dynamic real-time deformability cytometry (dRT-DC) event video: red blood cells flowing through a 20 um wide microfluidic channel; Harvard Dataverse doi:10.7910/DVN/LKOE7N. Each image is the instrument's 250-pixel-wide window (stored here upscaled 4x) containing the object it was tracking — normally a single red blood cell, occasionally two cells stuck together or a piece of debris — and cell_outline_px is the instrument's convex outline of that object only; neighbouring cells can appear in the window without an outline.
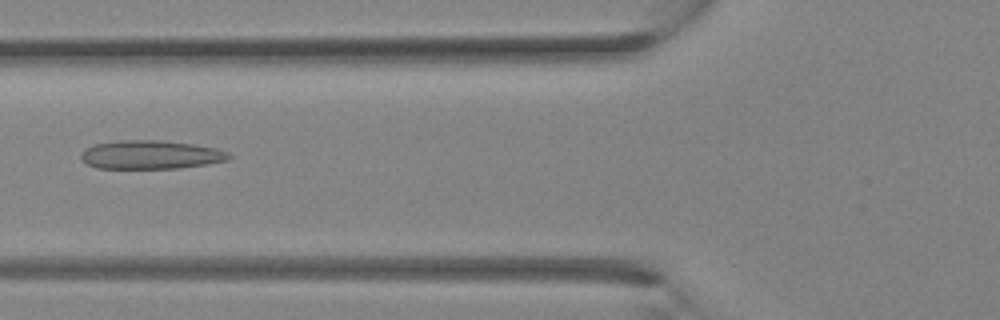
{"species": "Egyptian fruit bat (a non-hibernating species)", "species_latin": "Rousettus aegyptiacus", "temperature_condition": "room temperature", "stored_images_in_passage": 33, "camera_frame_rate_fps": 3000, "um_per_image_px": 0.085, "animal": {"sex": "female"}, "frame": {"image": 1, "passage_image": 13, "time_ms": 4.0, "image_size_px": [1000, 320], "cell_outline_px": [[232, 156], [228, 160], [208, 164], [180, 168], [96, 168], [88, 164], [80, 156], [80, 152], [84, 148], [96, 144], [120, 140], [164, 140], [192, 144], [216, 148], [228, 152]], "centroid_in_image_um": [12.82, 13.15], "position_along_channel_um": 113.0, "area_um2": 24.74}}
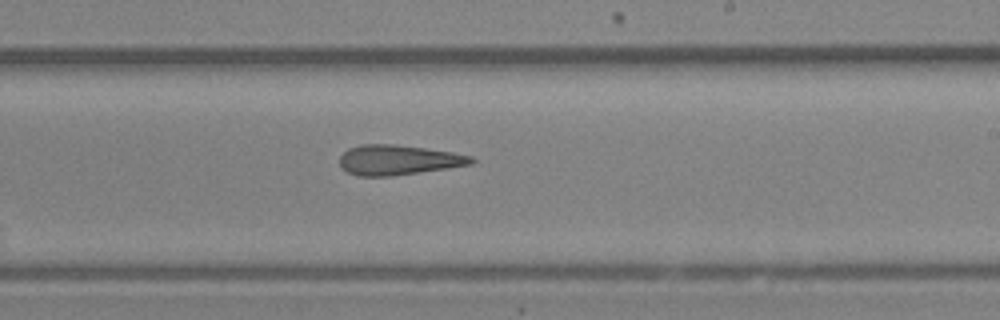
{"frame": {"image": 2, "passage_image": 20, "time_ms": 6.333, "image_size_px": [1000, 320], "cell_outline_px": [[476, 160], [472, 164], [448, 168], [392, 176], [360, 176], [348, 172], [340, 168], [340, 156], [348, 148], [360, 144], [392, 144], [424, 148], [452, 152], [472, 156]], "centroid_in_image_um": [33.84, 13.59], "position_along_channel_um": 255.2, "area_um2": 23.0}}
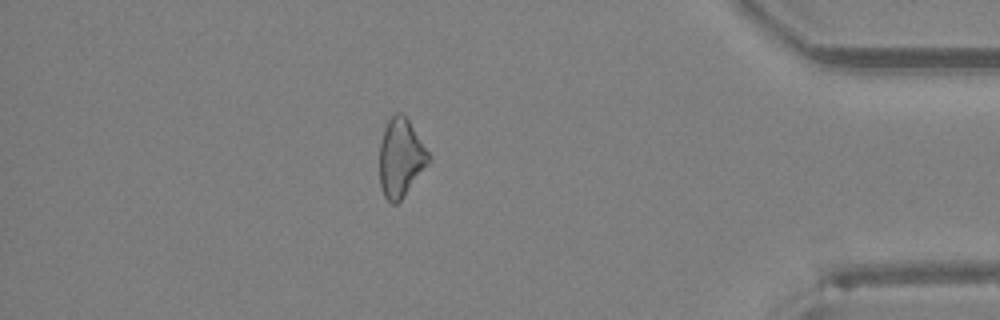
{"frame": {"image": 3, "passage_image": 29, "time_ms": 9.333, "image_size_px": [1000, 320], "cell_outline_px": [[428, 160], [404, 196], [396, 204], [392, 204], [384, 196], [380, 188], [380, 144], [384, 128], [388, 120], [396, 112], [400, 112], [408, 120], [428, 152]], "centroid_in_image_um": [34.0, 13.41], "position_along_channel_um": 401.2, "area_um2": 21.62}}